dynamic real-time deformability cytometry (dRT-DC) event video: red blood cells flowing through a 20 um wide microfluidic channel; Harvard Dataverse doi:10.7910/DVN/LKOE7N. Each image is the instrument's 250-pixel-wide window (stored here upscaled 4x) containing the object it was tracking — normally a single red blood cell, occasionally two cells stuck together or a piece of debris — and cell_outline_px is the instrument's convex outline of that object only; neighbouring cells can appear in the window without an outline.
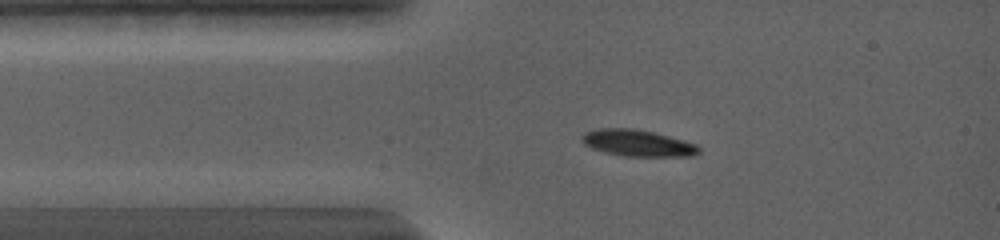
{"species": "common noctule bat (a hibernating species)", "species_latin": "Nyctalus noctula", "temperature_condition": "warm", "stored_images_in_passage": 55, "camera_frame_rate_fps": 5000, "um_per_image_px": 0.085, "animal": {"sex": "female", "body_mass_g": 19.0, "forearm_length_mm": 56.7}, "frame": {"image": 1, "passage_image": 11, "time_ms": 2.2, "image_size_px": [1000, 240], "cell_outline_px": [[700, 152], [692, 156], [624, 156], [604, 152], [592, 148], [584, 144], [580, 140], [584, 132], [600, 128], [632, 128], [652, 132], [668, 136], [696, 144], [700, 148]], "centroid_in_image_um": [54.17, 12.16], "position_along_channel_um": 30.8, "area_um2": 17.98}}
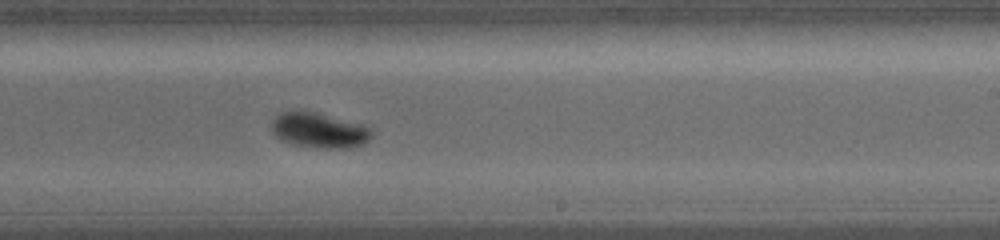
{"frame": {"image": 2, "passage_image": 33, "time_ms": 8.8, "image_size_px": [1000, 240], "cell_outline_px": [[372, 136], [364, 144], [352, 148], [316, 148], [292, 144], [280, 140], [272, 132], [272, 120], [280, 112], [296, 108], [316, 112], [372, 128]], "centroid_in_image_um": [27.07, 11.06], "position_along_channel_um": 261.9, "area_um2": 20.87}}
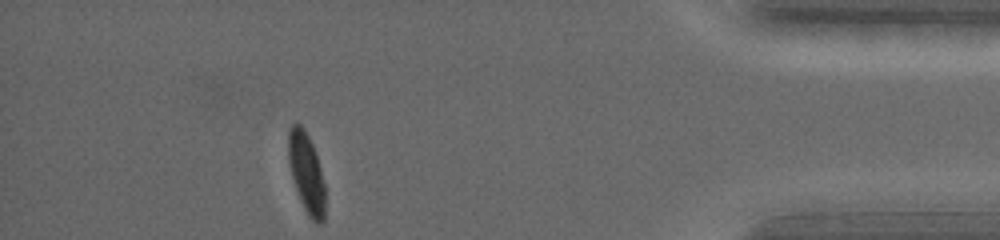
{"frame": {"image": 3, "passage_image": 55, "time_ms": 14.2, "image_size_px": [1000, 240], "cell_outline_px": [[324, 220], [320, 224], [316, 224], [308, 216], [300, 200], [292, 176], [288, 160], [288, 132], [292, 124], [300, 124], [304, 128], [312, 144], [320, 168], [324, 184]], "centroid_in_image_um": [26.03, 14.7], "position_along_channel_um": 409.2, "area_um2": 16.88}, "authors_computed_cell_mechanics": {"area_um2": 18.9006, "velocity_mm_per_s": 3.7117, "shape_relaxation_time_tau1_ms": 2.1861, "shape_relaxation_time_tau2_ms": null, "deformation_change_tau1": 0.1695, "deformation_change_tau2": null}}